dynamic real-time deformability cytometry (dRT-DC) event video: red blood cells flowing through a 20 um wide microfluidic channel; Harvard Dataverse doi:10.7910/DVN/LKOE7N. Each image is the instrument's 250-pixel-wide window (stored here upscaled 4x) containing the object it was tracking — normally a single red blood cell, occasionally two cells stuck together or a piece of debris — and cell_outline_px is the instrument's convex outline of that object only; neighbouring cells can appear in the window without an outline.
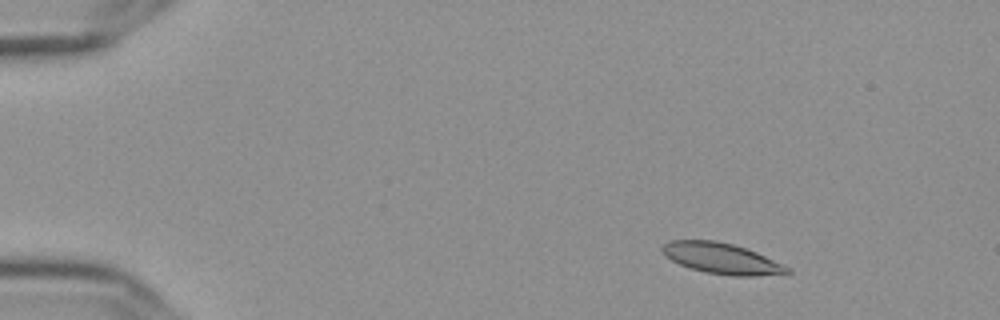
{"species": "Egyptian fruit bat (a non-hibernating species)", "species_latin": "Rousettus aegyptiacus", "temperature_condition": "cold", "stored_images_in_passage": 56, "camera_frame_rate_fps": 3000, "um_per_image_px": 0.085, "frame": {"image": 1, "passage_image": 7, "time_ms": 2.0, "image_size_px": [1000, 320], "cell_outline_px": [[792, 272], [756, 276], [732, 276], [704, 272], [680, 264], [664, 256], [660, 252], [660, 248], [668, 240], [716, 240], [732, 244], [756, 252], [784, 264], [792, 268]], "centroid_in_image_um": [61.32, 21.96], "position_along_channel_um": 23.7, "area_um2": 22.54}}
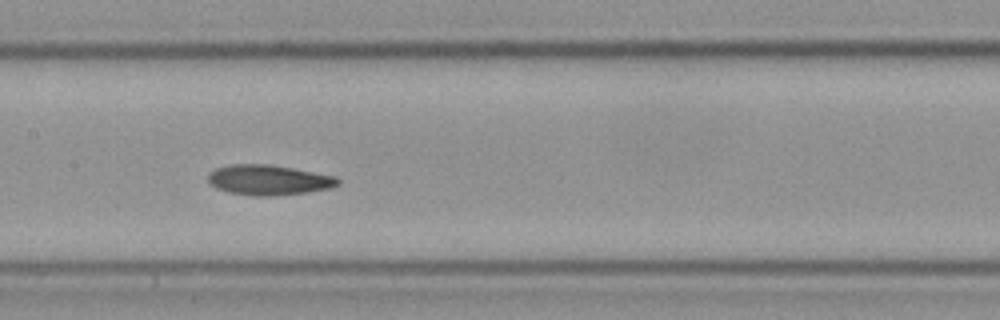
{"frame": {"image": 2, "passage_image": 28, "time_ms": 9.0, "image_size_px": [1000, 320], "cell_outline_px": [[340, 184], [328, 188], [308, 192], [272, 196], [252, 196], [228, 192], [216, 188], [208, 184], [208, 172], [216, 168], [228, 164], [268, 164], [292, 168], [336, 176], [340, 180]], "centroid_in_image_um": [22.79, 15.3], "position_along_channel_um": 184.6, "area_um2": 23.0}}
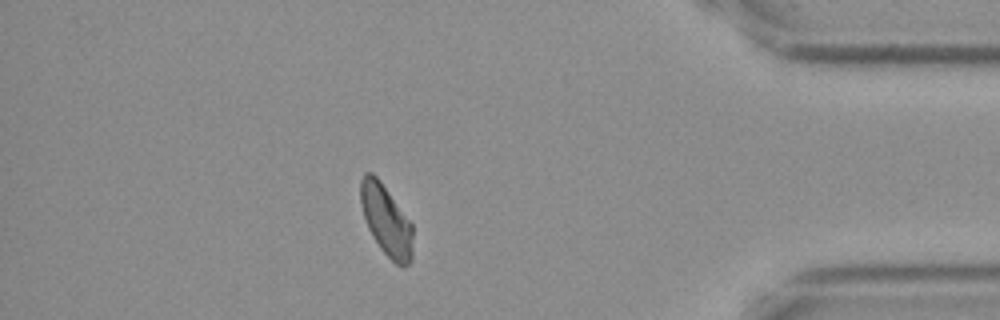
{"frame": {"image": 3, "passage_image": 49, "time_ms": 16.0, "image_size_px": [1000, 320], "cell_outline_px": [[412, 260], [404, 268], [400, 268], [380, 248], [372, 236], [368, 228], [360, 204], [360, 180], [364, 172], [372, 172], [380, 180], [412, 224]], "centroid_in_image_um": [32.82, 18.73], "position_along_channel_um": 402.4, "area_um2": 21.56}, "authors_computed_cell_mechanics": {"area_um2": 22.3975, "velocity_mm_per_s": 3.6072, "shape_relaxation_time_tau1_ms": 8.8636, "shape_relaxation_time_tau2_ms": 3.6069, "deformation_change_tau1": 0.1673, "deformation_change_tau2": 0.0828}}